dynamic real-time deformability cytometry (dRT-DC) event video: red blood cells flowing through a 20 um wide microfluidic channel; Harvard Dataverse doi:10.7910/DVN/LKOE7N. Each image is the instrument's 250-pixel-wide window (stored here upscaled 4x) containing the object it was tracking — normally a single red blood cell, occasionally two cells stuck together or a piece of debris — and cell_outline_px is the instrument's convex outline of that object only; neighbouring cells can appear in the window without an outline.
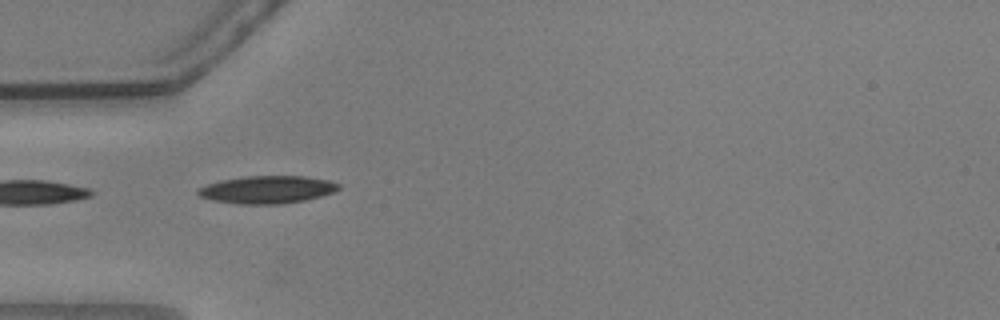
{"species": "common noctule bat (a hibernating species)", "species_latin": "Nyctalus noctula", "temperature_condition": "warm", "stored_images_in_passage": 12, "camera_frame_rate_fps": 3000, "um_per_image_px": 0.085, "animal": {"sex": "male", "body_mass_g": 20.5, "forearm_length_mm": 52.5}, "frame": {"image": 1, "passage_image": 1, "time_ms": 0.0, "image_size_px": [1000, 320], "cell_outline_px": [[340, 188], [332, 192], [320, 196], [304, 200], [284, 204], [236, 204], [212, 200], [200, 196], [196, 192], [196, 188], [220, 180], [244, 176], [308, 176], [328, 180], [340, 184]], "centroid_in_image_um": [22.68, 16.11], "position_along_channel_um": 62.3, "area_um2": 22.77}}